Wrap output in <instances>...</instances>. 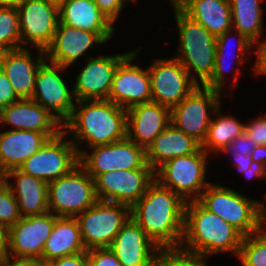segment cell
Instances as JSON below:
<instances>
[{
	"label": "cell",
	"mask_w": 266,
	"mask_h": 266,
	"mask_svg": "<svg viewBox=\"0 0 266 266\" xmlns=\"http://www.w3.org/2000/svg\"><path fill=\"white\" fill-rule=\"evenodd\" d=\"M79 163L95 179L99 174L114 171V142L92 147V152L80 150Z\"/></svg>",
	"instance_id": "cell-32"
},
{
	"label": "cell",
	"mask_w": 266,
	"mask_h": 266,
	"mask_svg": "<svg viewBox=\"0 0 266 266\" xmlns=\"http://www.w3.org/2000/svg\"><path fill=\"white\" fill-rule=\"evenodd\" d=\"M129 53L87 57L86 65L77 75L73 98L76 101L109 100L115 70Z\"/></svg>",
	"instance_id": "cell-17"
},
{
	"label": "cell",
	"mask_w": 266,
	"mask_h": 266,
	"mask_svg": "<svg viewBox=\"0 0 266 266\" xmlns=\"http://www.w3.org/2000/svg\"><path fill=\"white\" fill-rule=\"evenodd\" d=\"M142 48L139 46L136 51H130L119 63L113 76L109 101L125 109L151 101V78L148 68L143 69L131 63Z\"/></svg>",
	"instance_id": "cell-16"
},
{
	"label": "cell",
	"mask_w": 266,
	"mask_h": 266,
	"mask_svg": "<svg viewBox=\"0 0 266 266\" xmlns=\"http://www.w3.org/2000/svg\"><path fill=\"white\" fill-rule=\"evenodd\" d=\"M208 154L200 147L195 153L177 157L155 171V179L186 202L197 200L210 184L205 180Z\"/></svg>",
	"instance_id": "cell-7"
},
{
	"label": "cell",
	"mask_w": 266,
	"mask_h": 266,
	"mask_svg": "<svg viewBox=\"0 0 266 266\" xmlns=\"http://www.w3.org/2000/svg\"><path fill=\"white\" fill-rule=\"evenodd\" d=\"M38 52L35 60L26 47L0 52V68L19 98L32 97L37 71L46 60L45 51L38 49Z\"/></svg>",
	"instance_id": "cell-21"
},
{
	"label": "cell",
	"mask_w": 266,
	"mask_h": 266,
	"mask_svg": "<svg viewBox=\"0 0 266 266\" xmlns=\"http://www.w3.org/2000/svg\"><path fill=\"white\" fill-rule=\"evenodd\" d=\"M21 47L32 44L45 51L52 43L59 22V5L49 0H28L16 6ZM23 44V45H22Z\"/></svg>",
	"instance_id": "cell-14"
},
{
	"label": "cell",
	"mask_w": 266,
	"mask_h": 266,
	"mask_svg": "<svg viewBox=\"0 0 266 266\" xmlns=\"http://www.w3.org/2000/svg\"><path fill=\"white\" fill-rule=\"evenodd\" d=\"M109 249L122 266H155L161 250L131 216L123 224Z\"/></svg>",
	"instance_id": "cell-18"
},
{
	"label": "cell",
	"mask_w": 266,
	"mask_h": 266,
	"mask_svg": "<svg viewBox=\"0 0 266 266\" xmlns=\"http://www.w3.org/2000/svg\"><path fill=\"white\" fill-rule=\"evenodd\" d=\"M244 133L256 145H266V115L245 124Z\"/></svg>",
	"instance_id": "cell-39"
},
{
	"label": "cell",
	"mask_w": 266,
	"mask_h": 266,
	"mask_svg": "<svg viewBox=\"0 0 266 266\" xmlns=\"http://www.w3.org/2000/svg\"><path fill=\"white\" fill-rule=\"evenodd\" d=\"M243 237L237 229L205 209L197 200L186 203L180 250L204 259L221 252H233L238 256Z\"/></svg>",
	"instance_id": "cell-3"
},
{
	"label": "cell",
	"mask_w": 266,
	"mask_h": 266,
	"mask_svg": "<svg viewBox=\"0 0 266 266\" xmlns=\"http://www.w3.org/2000/svg\"><path fill=\"white\" fill-rule=\"evenodd\" d=\"M256 61L254 64L255 73L258 75H266V38L263 43L256 46Z\"/></svg>",
	"instance_id": "cell-44"
},
{
	"label": "cell",
	"mask_w": 266,
	"mask_h": 266,
	"mask_svg": "<svg viewBox=\"0 0 266 266\" xmlns=\"http://www.w3.org/2000/svg\"><path fill=\"white\" fill-rule=\"evenodd\" d=\"M148 71L151 78V101L172 109L198 85L174 57L157 59Z\"/></svg>",
	"instance_id": "cell-13"
},
{
	"label": "cell",
	"mask_w": 266,
	"mask_h": 266,
	"mask_svg": "<svg viewBox=\"0 0 266 266\" xmlns=\"http://www.w3.org/2000/svg\"><path fill=\"white\" fill-rule=\"evenodd\" d=\"M172 8L180 42L175 58L184 66L191 79L198 86H203L213 74L217 37L186 15L176 4H172Z\"/></svg>",
	"instance_id": "cell-4"
},
{
	"label": "cell",
	"mask_w": 266,
	"mask_h": 266,
	"mask_svg": "<svg viewBox=\"0 0 266 266\" xmlns=\"http://www.w3.org/2000/svg\"><path fill=\"white\" fill-rule=\"evenodd\" d=\"M86 251L76 217H57L39 261L48 264L55 259Z\"/></svg>",
	"instance_id": "cell-27"
},
{
	"label": "cell",
	"mask_w": 266,
	"mask_h": 266,
	"mask_svg": "<svg viewBox=\"0 0 266 266\" xmlns=\"http://www.w3.org/2000/svg\"><path fill=\"white\" fill-rule=\"evenodd\" d=\"M115 170H135L140 168H151L146 161V151L142 146L129 140L114 142Z\"/></svg>",
	"instance_id": "cell-33"
},
{
	"label": "cell",
	"mask_w": 266,
	"mask_h": 266,
	"mask_svg": "<svg viewBox=\"0 0 266 266\" xmlns=\"http://www.w3.org/2000/svg\"><path fill=\"white\" fill-rule=\"evenodd\" d=\"M21 48L19 15L16 6L0 5V52Z\"/></svg>",
	"instance_id": "cell-34"
},
{
	"label": "cell",
	"mask_w": 266,
	"mask_h": 266,
	"mask_svg": "<svg viewBox=\"0 0 266 266\" xmlns=\"http://www.w3.org/2000/svg\"><path fill=\"white\" fill-rule=\"evenodd\" d=\"M56 218L57 216L48 211L40 215L22 217L8 228L7 258L39 261Z\"/></svg>",
	"instance_id": "cell-11"
},
{
	"label": "cell",
	"mask_w": 266,
	"mask_h": 266,
	"mask_svg": "<svg viewBox=\"0 0 266 266\" xmlns=\"http://www.w3.org/2000/svg\"><path fill=\"white\" fill-rule=\"evenodd\" d=\"M66 135L62 130L55 137L49 138L18 169L47 183L67 174L79 163V155Z\"/></svg>",
	"instance_id": "cell-10"
},
{
	"label": "cell",
	"mask_w": 266,
	"mask_h": 266,
	"mask_svg": "<svg viewBox=\"0 0 266 266\" xmlns=\"http://www.w3.org/2000/svg\"><path fill=\"white\" fill-rule=\"evenodd\" d=\"M155 180L152 168L114 170L94 179L98 200L123 204L131 208Z\"/></svg>",
	"instance_id": "cell-12"
},
{
	"label": "cell",
	"mask_w": 266,
	"mask_h": 266,
	"mask_svg": "<svg viewBox=\"0 0 266 266\" xmlns=\"http://www.w3.org/2000/svg\"><path fill=\"white\" fill-rule=\"evenodd\" d=\"M28 0H0L1 6H18Z\"/></svg>",
	"instance_id": "cell-50"
},
{
	"label": "cell",
	"mask_w": 266,
	"mask_h": 266,
	"mask_svg": "<svg viewBox=\"0 0 266 266\" xmlns=\"http://www.w3.org/2000/svg\"><path fill=\"white\" fill-rule=\"evenodd\" d=\"M86 253L89 266H122L109 248H94Z\"/></svg>",
	"instance_id": "cell-38"
},
{
	"label": "cell",
	"mask_w": 266,
	"mask_h": 266,
	"mask_svg": "<svg viewBox=\"0 0 266 266\" xmlns=\"http://www.w3.org/2000/svg\"><path fill=\"white\" fill-rule=\"evenodd\" d=\"M70 118L62 125V130L71 135L80 156V144L90 147L107 145L126 138L127 109L109 100L75 101ZM78 107V108H77Z\"/></svg>",
	"instance_id": "cell-2"
},
{
	"label": "cell",
	"mask_w": 266,
	"mask_h": 266,
	"mask_svg": "<svg viewBox=\"0 0 266 266\" xmlns=\"http://www.w3.org/2000/svg\"><path fill=\"white\" fill-rule=\"evenodd\" d=\"M45 60L36 75L31 99L52 114L62 125L70 118L75 103L64 79L59 75L66 68ZM54 112V113H53Z\"/></svg>",
	"instance_id": "cell-15"
},
{
	"label": "cell",
	"mask_w": 266,
	"mask_h": 266,
	"mask_svg": "<svg viewBox=\"0 0 266 266\" xmlns=\"http://www.w3.org/2000/svg\"><path fill=\"white\" fill-rule=\"evenodd\" d=\"M0 124L13 125V130L59 133L62 124L31 98H20L0 110Z\"/></svg>",
	"instance_id": "cell-22"
},
{
	"label": "cell",
	"mask_w": 266,
	"mask_h": 266,
	"mask_svg": "<svg viewBox=\"0 0 266 266\" xmlns=\"http://www.w3.org/2000/svg\"><path fill=\"white\" fill-rule=\"evenodd\" d=\"M97 201L94 179L80 163L48 182L49 211L57 217H77Z\"/></svg>",
	"instance_id": "cell-6"
},
{
	"label": "cell",
	"mask_w": 266,
	"mask_h": 266,
	"mask_svg": "<svg viewBox=\"0 0 266 266\" xmlns=\"http://www.w3.org/2000/svg\"><path fill=\"white\" fill-rule=\"evenodd\" d=\"M128 0H94L99 10L114 24Z\"/></svg>",
	"instance_id": "cell-41"
},
{
	"label": "cell",
	"mask_w": 266,
	"mask_h": 266,
	"mask_svg": "<svg viewBox=\"0 0 266 266\" xmlns=\"http://www.w3.org/2000/svg\"><path fill=\"white\" fill-rule=\"evenodd\" d=\"M263 0H229L231 8L232 28L243 34L257 46L263 43L258 42L263 31V9L260 3ZM234 24V25H233Z\"/></svg>",
	"instance_id": "cell-29"
},
{
	"label": "cell",
	"mask_w": 266,
	"mask_h": 266,
	"mask_svg": "<svg viewBox=\"0 0 266 266\" xmlns=\"http://www.w3.org/2000/svg\"><path fill=\"white\" fill-rule=\"evenodd\" d=\"M59 21L77 29L97 33L105 42L114 33V24L97 7L94 0H66L59 5Z\"/></svg>",
	"instance_id": "cell-24"
},
{
	"label": "cell",
	"mask_w": 266,
	"mask_h": 266,
	"mask_svg": "<svg viewBox=\"0 0 266 266\" xmlns=\"http://www.w3.org/2000/svg\"><path fill=\"white\" fill-rule=\"evenodd\" d=\"M221 95L218 90L197 86L171 109V123L202 145L212 121L209 113L219 108Z\"/></svg>",
	"instance_id": "cell-9"
},
{
	"label": "cell",
	"mask_w": 266,
	"mask_h": 266,
	"mask_svg": "<svg viewBox=\"0 0 266 266\" xmlns=\"http://www.w3.org/2000/svg\"><path fill=\"white\" fill-rule=\"evenodd\" d=\"M232 156L235 162L234 165L239 170V172L241 171L243 173L250 168V165L252 163L251 155L244 156V155H239V153H237L236 155Z\"/></svg>",
	"instance_id": "cell-46"
},
{
	"label": "cell",
	"mask_w": 266,
	"mask_h": 266,
	"mask_svg": "<svg viewBox=\"0 0 266 266\" xmlns=\"http://www.w3.org/2000/svg\"><path fill=\"white\" fill-rule=\"evenodd\" d=\"M237 257L242 266H266V231L263 226L243 237Z\"/></svg>",
	"instance_id": "cell-35"
},
{
	"label": "cell",
	"mask_w": 266,
	"mask_h": 266,
	"mask_svg": "<svg viewBox=\"0 0 266 266\" xmlns=\"http://www.w3.org/2000/svg\"><path fill=\"white\" fill-rule=\"evenodd\" d=\"M48 264L50 266H89L86 252L58 258Z\"/></svg>",
	"instance_id": "cell-43"
},
{
	"label": "cell",
	"mask_w": 266,
	"mask_h": 266,
	"mask_svg": "<svg viewBox=\"0 0 266 266\" xmlns=\"http://www.w3.org/2000/svg\"><path fill=\"white\" fill-rule=\"evenodd\" d=\"M231 32H233V29H230L228 31H226L225 33L219 35L216 39V54H215V65H214V70H213V74L211 75V78L203 85V87L205 88H209V89H213V90H218L220 92H222L224 85H225V72H227L226 70V65L228 63H226L227 59H226V55L224 53H227L226 48L228 47V41H229V37L231 34ZM237 34V45H238V49H237V64H244L245 60L243 58L242 55L247 54V52L252 48V46L254 45L249 39H247L243 34H241L240 32L236 31ZM228 54V53H227ZM241 55V56H240ZM226 59V60H224ZM228 66V65H227ZM232 69V68H231Z\"/></svg>",
	"instance_id": "cell-31"
},
{
	"label": "cell",
	"mask_w": 266,
	"mask_h": 266,
	"mask_svg": "<svg viewBox=\"0 0 266 266\" xmlns=\"http://www.w3.org/2000/svg\"><path fill=\"white\" fill-rule=\"evenodd\" d=\"M176 5L215 37L233 29L229 0H179Z\"/></svg>",
	"instance_id": "cell-28"
},
{
	"label": "cell",
	"mask_w": 266,
	"mask_h": 266,
	"mask_svg": "<svg viewBox=\"0 0 266 266\" xmlns=\"http://www.w3.org/2000/svg\"><path fill=\"white\" fill-rule=\"evenodd\" d=\"M105 41L95 32L77 29L58 22L51 45L45 50L49 62L68 68L86 51L94 46L104 44Z\"/></svg>",
	"instance_id": "cell-20"
},
{
	"label": "cell",
	"mask_w": 266,
	"mask_h": 266,
	"mask_svg": "<svg viewBox=\"0 0 266 266\" xmlns=\"http://www.w3.org/2000/svg\"><path fill=\"white\" fill-rule=\"evenodd\" d=\"M0 266H38L36 260H14L6 258L0 261Z\"/></svg>",
	"instance_id": "cell-49"
},
{
	"label": "cell",
	"mask_w": 266,
	"mask_h": 266,
	"mask_svg": "<svg viewBox=\"0 0 266 266\" xmlns=\"http://www.w3.org/2000/svg\"><path fill=\"white\" fill-rule=\"evenodd\" d=\"M129 218L128 206L98 200L76 217L85 249L109 248Z\"/></svg>",
	"instance_id": "cell-8"
},
{
	"label": "cell",
	"mask_w": 266,
	"mask_h": 266,
	"mask_svg": "<svg viewBox=\"0 0 266 266\" xmlns=\"http://www.w3.org/2000/svg\"><path fill=\"white\" fill-rule=\"evenodd\" d=\"M197 201L232 225L244 237L265 227L266 204L251 200L226 186L210 183Z\"/></svg>",
	"instance_id": "cell-5"
},
{
	"label": "cell",
	"mask_w": 266,
	"mask_h": 266,
	"mask_svg": "<svg viewBox=\"0 0 266 266\" xmlns=\"http://www.w3.org/2000/svg\"><path fill=\"white\" fill-rule=\"evenodd\" d=\"M1 177L14 194L22 217L40 215L49 211L46 181L25 174L19 169L9 170ZM11 178H15V184H9Z\"/></svg>",
	"instance_id": "cell-25"
},
{
	"label": "cell",
	"mask_w": 266,
	"mask_h": 266,
	"mask_svg": "<svg viewBox=\"0 0 266 266\" xmlns=\"http://www.w3.org/2000/svg\"><path fill=\"white\" fill-rule=\"evenodd\" d=\"M19 99L6 74L0 68V110Z\"/></svg>",
	"instance_id": "cell-42"
},
{
	"label": "cell",
	"mask_w": 266,
	"mask_h": 266,
	"mask_svg": "<svg viewBox=\"0 0 266 266\" xmlns=\"http://www.w3.org/2000/svg\"><path fill=\"white\" fill-rule=\"evenodd\" d=\"M201 145L170 123L145 149L146 161L156 171L165 162L195 153Z\"/></svg>",
	"instance_id": "cell-26"
},
{
	"label": "cell",
	"mask_w": 266,
	"mask_h": 266,
	"mask_svg": "<svg viewBox=\"0 0 266 266\" xmlns=\"http://www.w3.org/2000/svg\"><path fill=\"white\" fill-rule=\"evenodd\" d=\"M220 107L212 114L216 119H212L207 136L201 145L207 154L211 151L215 154L222 153L234 139L244 133L245 124L240 123L237 118L221 114Z\"/></svg>",
	"instance_id": "cell-30"
},
{
	"label": "cell",
	"mask_w": 266,
	"mask_h": 266,
	"mask_svg": "<svg viewBox=\"0 0 266 266\" xmlns=\"http://www.w3.org/2000/svg\"><path fill=\"white\" fill-rule=\"evenodd\" d=\"M38 266H50L49 264H44V263H41L40 261H38Z\"/></svg>",
	"instance_id": "cell-52"
},
{
	"label": "cell",
	"mask_w": 266,
	"mask_h": 266,
	"mask_svg": "<svg viewBox=\"0 0 266 266\" xmlns=\"http://www.w3.org/2000/svg\"><path fill=\"white\" fill-rule=\"evenodd\" d=\"M57 134L13 129L0 133V177L9 170L18 169Z\"/></svg>",
	"instance_id": "cell-23"
},
{
	"label": "cell",
	"mask_w": 266,
	"mask_h": 266,
	"mask_svg": "<svg viewBox=\"0 0 266 266\" xmlns=\"http://www.w3.org/2000/svg\"><path fill=\"white\" fill-rule=\"evenodd\" d=\"M171 123V109L150 101L127 109L126 137L145 149Z\"/></svg>",
	"instance_id": "cell-19"
},
{
	"label": "cell",
	"mask_w": 266,
	"mask_h": 266,
	"mask_svg": "<svg viewBox=\"0 0 266 266\" xmlns=\"http://www.w3.org/2000/svg\"><path fill=\"white\" fill-rule=\"evenodd\" d=\"M251 156L252 161L259 162L266 167V145H256Z\"/></svg>",
	"instance_id": "cell-48"
},
{
	"label": "cell",
	"mask_w": 266,
	"mask_h": 266,
	"mask_svg": "<svg viewBox=\"0 0 266 266\" xmlns=\"http://www.w3.org/2000/svg\"><path fill=\"white\" fill-rule=\"evenodd\" d=\"M244 173L246 179L263 178L266 177V167L259 162L252 161L250 168Z\"/></svg>",
	"instance_id": "cell-45"
},
{
	"label": "cell",
	"mask_w": 266,
	"mask_h": 266,
	"mask_svg": "<svg viewBox=\"0 0 266 266\" xmlns=\"http://www.w3.org/2000/svg\"><path fill=\"white\" fill-rule=\"evenodd\" d=\"M50 2H53L57 5H60L61 3L65 2L66 0H49Z\"/></svg>",
	"instance_id": "cell-51"
},
{
	"label": "cell",
	"mask_w": 266,
	"mask_h": 266,
	"mask_svg": "<svg viewBox=\"0 0 266 266\" xmlns=\"http://www.w3.org/2000/svg\"><path fill=\"white\" fill-rule=\"evenodd\" d=\"M172 4H176L179 0H170Z\"/></svg>",
	"instance_id": "cell-53"
},
{
	"label": "cell",
	"mask_w": 266,
	"mask_h": 266,
	"mask_svg": "<svg viewBox=\"0 0 266 266\" xmlns=\"http://www.w3.org/2000/svg\"><path fill=\"white\" fill-rule=\"evenodd\" d=\"M22 218L18 202L11 192L8 183L0 177V224L7 229Z\"/></svg>",
	"instance_id": "cell-36"
},
{
	"label": "cell",
	"mask_w": 266,
	"mask_h": 266,
	"mask_svg": "<svg viewBox=\"0 0 266 266\" xmlns=\"http://www.w3.org/2000/svg\"><path fill=\"white\" fill-rule=\"evenodd\" d=\"M186 201L156 179L130 208V216L161 249H179Z\"/></svg>",
	"instance_id": "cell-1"
},
{
	"label": "cell",
	"mask_w": 266,
	"mask_h": 266,
	"mask_svg": "<svg viewBox=\"0 0 266 266\" xmlns=\"http://www.w3.org/2000/svg\"><path fill=\"white\" fill-rule=\"evenodd\" d=\"M8 229L0 224V261L7 258L8 251Z\"/></svg>",
	"instance_id": "cell-47"
},
{
	"label": "cell",
	"mask_w": 266,
	"mask_h": 266,
	"mask_svg": "<svg viewBox=\"0 0 266 266\" xmlns=\"http://www.w3.org/2000/svg\"><path fill=\"white\" fill-rule=\"evenodd\" d=\"M256 146L254 141L247 137L245 133L239 135L236 139H234L222 152H229L231 155H251L253 148Z\"/></svg>",
	"instance_id": "cell-40"
},
{
	"label": "cell",
	"mask_w": 266,
	"mask_h": 266,
	"mask_svg": "<svg viewBox=\"0 0 266 266\" xmlns=\"http://www.w3.org/2000/svg\"><path fill=\"white\" fill-rule=\"evenodd\" d=\"M207 260L180 249H161L155 266H207Z\"/></svg>",
	"instance_id": "cell-37"
}]
</instances>
